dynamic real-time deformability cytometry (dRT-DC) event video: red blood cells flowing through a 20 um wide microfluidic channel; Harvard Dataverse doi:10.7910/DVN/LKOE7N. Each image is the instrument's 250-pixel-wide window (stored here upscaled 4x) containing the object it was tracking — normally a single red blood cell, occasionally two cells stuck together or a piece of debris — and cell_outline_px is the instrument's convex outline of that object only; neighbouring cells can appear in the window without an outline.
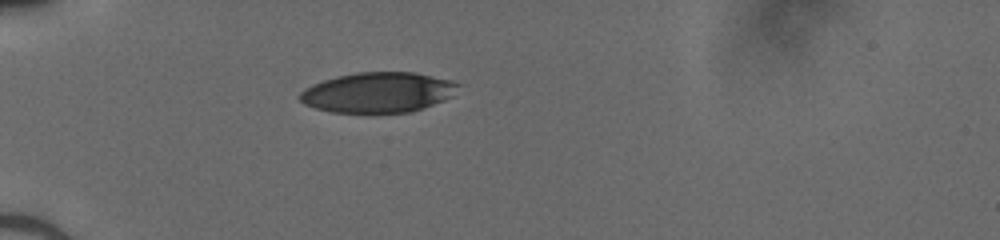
{"species": "human", "species_latin": "Homo sapiens", "temperature_condition": "cold", "stored_images_in_passage": 35, "camera_frame_rate_fps": 3000, "um_per_image_px": 0.085, "donor": {"sex": "male"}, "frame": {"image": 1, "passage_image": 1, "time_ms": 0.0, "image_size_px": [1000, 240], "cell_outline_px": [[460, 84], [452, 96], [444, 100], [424, 108], [412, 112], [332, 112], [316, 108], [304, 104], [296, 96], [304, 88], [312, 84], [336, 76], [356, 72], [412, 72], [452, 80]], "centroid_in_image_um": [32.11, 7.85], "position_along_channel_um": 52.9, "area_um2": 37.17}}
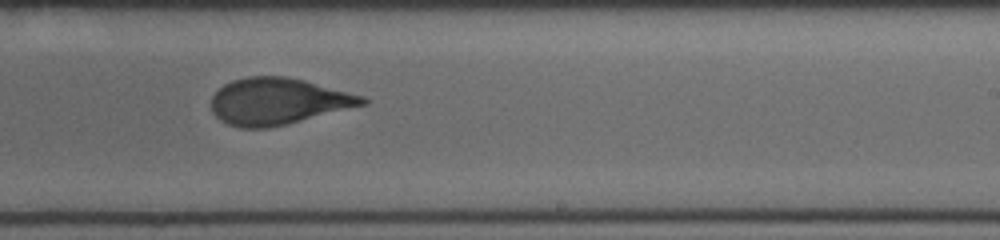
{"frame": {"image": 2, "passage_image": 18, "time_ms": 5.667, "image_size_px": [1000, 240], "cell_outline_px": [[368, 104], [268, 128], [240, 128], [228, 124], [220, 120], [212, 112], [212, 96], [224, 84], [232, 80], [248, 76], [284, 76], [304, 80], [364, 96], [368, 100]], "centroid_in_image_um": [23.62, 8.61], "position_along_channel_um": 265.4, "area_um2": 40.81}}
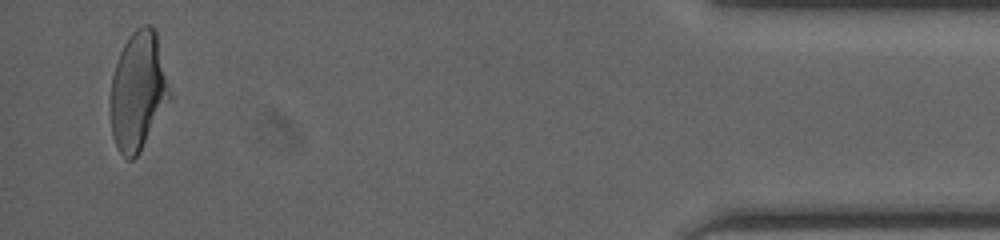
{"frame": {"image": 3, "passage_image": 34, "time_ms": 11.0, "image_size_px": [1000, 240], "cell_outline_px": [[172, 96], [140, 152], [132, 160], [128, 160], [120, 152], [112, 136], [108, 112], [112, 76], [120, 52], [124, 44], [132, 32], [136, 28], [144, 24], [152, 24], [156, 28]], "centroid_in_image_um": [11.73, 7.73], "position_along_channel_um": 423.5, "area_um2": 41.56}}